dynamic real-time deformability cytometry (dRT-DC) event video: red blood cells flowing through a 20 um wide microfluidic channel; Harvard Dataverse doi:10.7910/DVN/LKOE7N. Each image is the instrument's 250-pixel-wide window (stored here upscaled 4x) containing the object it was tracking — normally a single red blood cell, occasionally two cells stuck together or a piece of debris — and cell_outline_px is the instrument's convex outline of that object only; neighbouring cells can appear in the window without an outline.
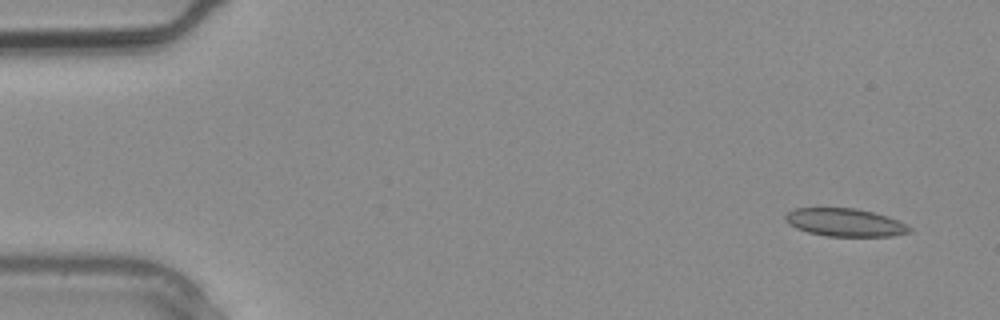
{"species": "common noctule bat (a hibernating species)", "species_latin": "Nyctalus noctula", "temperature_condition": "warm", "stored_images_in_passage": 3, "segment_of_instrument_passage": [2, 2], "camera_frame_rate_fps": 3000, "um_per_image_px": 0.085, "animal": {"sex": "male", "body_mass_g": 20.4}, "frame": {"image": 1, "passage_image": 3, "time_ms": 0.667, "image_size_px": [1000, 320], "cell_outline_px": [[912, 232], [892, 236], [828, 236], [808, 232], [796, 228], [788, 224], [784, 220], [784, 216], [792, 208], [856, 208], [888, 216], [912, 228]], "centroid_in_image_um": [71.79, 18.9], "position_along_channel_um": 13.2, "area_um2": 20.23}}